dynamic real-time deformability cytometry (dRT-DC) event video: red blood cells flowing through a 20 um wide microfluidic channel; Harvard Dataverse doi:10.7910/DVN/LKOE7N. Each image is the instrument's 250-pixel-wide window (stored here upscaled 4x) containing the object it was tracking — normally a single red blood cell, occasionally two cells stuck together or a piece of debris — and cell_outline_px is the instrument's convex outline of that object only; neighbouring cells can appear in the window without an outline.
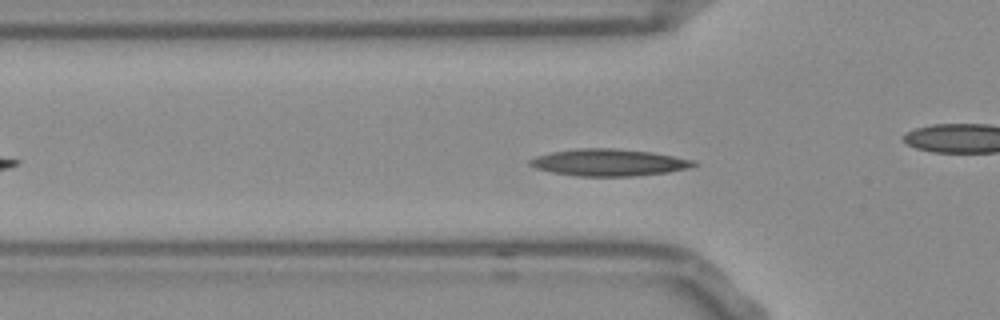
{"species": "Egyptian fruit bat (a non-hibernating species)", "species_latin": "Rousettus aegyptiacus", "temperature_condition": "room temperature", "stored_images_in_passage": 36, "camera_frame_rate_fps": 3000, "um_per_image_px": 0.085, "frame": {"image": 1, "passage_image": 11, "time_ms": 3.333, "image_size_px": [1000, 320], "cell_outline_px": [[700, 164], [692, 168], [668, 172], [632, 176], [576, 176], [552, 172], [536, 168], [528, 164], [528, 160], [536, 156], [552, 152], [576, 148], [612, 148], [652, 152], [696, 160]], "centroid_in_image_um": [51.8, 13.81], "position_along_channel_um": 74.0, "area_um2": 25.89}, "authors_computed_cell_mechanics": {"area_um2": 23.4957, "velocity_mm_per_s": 3.7418, "shape_relaxation_time_tau1_ms": null, "shape_relaxation_time_tau2_ms": 4.7227, "deformation_change_tau1": null, "deformation_change_tau2": 0.1105}}